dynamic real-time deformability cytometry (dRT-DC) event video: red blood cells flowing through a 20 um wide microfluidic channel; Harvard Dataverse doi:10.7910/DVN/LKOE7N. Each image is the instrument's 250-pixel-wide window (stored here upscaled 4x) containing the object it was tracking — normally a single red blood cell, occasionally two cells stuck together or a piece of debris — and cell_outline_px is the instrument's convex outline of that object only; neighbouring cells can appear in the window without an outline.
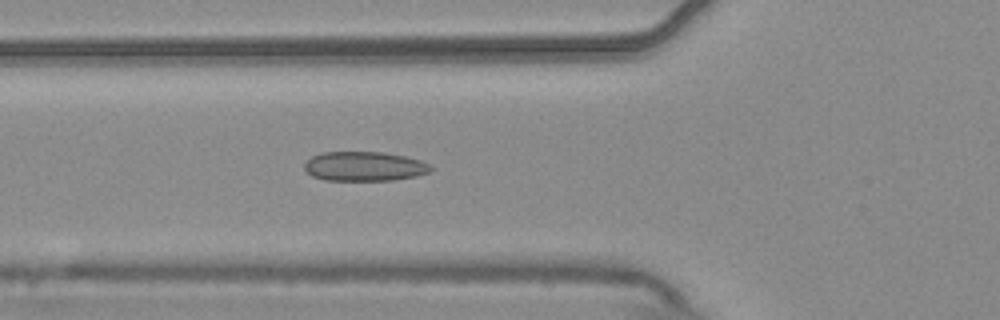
{"species": "common noctule bat (a hibernating species)", "species_latin": "Nyctalus noctula", "temperature_condition": "warm", "stored_images_in_passage": 5, "camera_frame_rate_fps": 3000, "um_per_image_px": 0.085, "animal": {"sex": "male", "body_mass_g": 20.4}, "frame": {"image": 1, "passage_image": 5, "time_ms": 1.333, "image_size_px": [1000, 320], "cell_outline_px": [[436, 168], [428, 172], [416, 176], [392, 180], [324, 180], [312, 176], [304, 168], [304, 164], [312, 156], [320, 152], [384, 152], [404, 156], [420, 160]], "centroid_in_image_um": [30.97, 14.13], "position_along_channel_um": 94.8, "area_um2": 21.68}}